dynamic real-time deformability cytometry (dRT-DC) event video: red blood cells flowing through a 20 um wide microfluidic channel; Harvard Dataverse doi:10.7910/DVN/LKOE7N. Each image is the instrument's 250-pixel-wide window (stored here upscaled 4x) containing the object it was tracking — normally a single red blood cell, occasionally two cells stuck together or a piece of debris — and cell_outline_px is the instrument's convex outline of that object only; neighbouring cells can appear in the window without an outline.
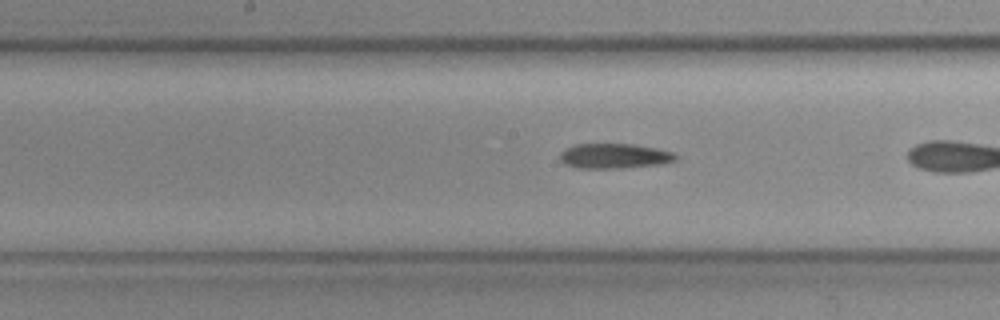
{"species": "common noctule bat (a hibernating species)", "species_latin": "Nyctalus noctula", "temperature_condition": "cold", "stored_images_in_passage": 27, "camera_frame_rate_fps": 3000, "um_per_image_px": 0.085, "animal": {"sex": "female", "body_mass_g": 19.3, "forearm_length_mm": 54.1}, "frame": {"image": 1, "passage_image": 12, "time_ms": 3.667, "image_size_px": [1000, 320], "cell_outline_px": [[680, 156], [676, 160], [660, 164], [624, 168], [576, 168], [564, 164], [560, 160], [560, 152], [564, 148], [576, 144], [632, 144], [656, 148], [672, 152]], "centroid_in_image_um": [52.2, 13.26], "position_along_channel_um": 196.0, "area_um2": 16.99}}